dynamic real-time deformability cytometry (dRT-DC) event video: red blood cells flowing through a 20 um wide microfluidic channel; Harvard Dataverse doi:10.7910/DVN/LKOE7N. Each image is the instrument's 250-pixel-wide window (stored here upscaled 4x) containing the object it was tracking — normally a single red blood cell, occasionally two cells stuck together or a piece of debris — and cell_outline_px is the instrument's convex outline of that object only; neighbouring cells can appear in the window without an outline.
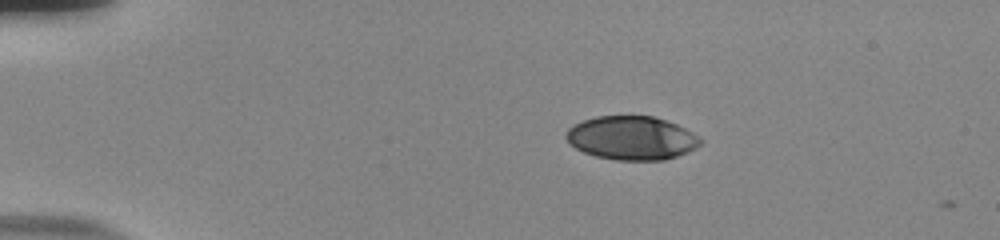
{"species": "human", "species_latin": "Homo sapiens", "temperature_condition": "room temperature", "stored_images_in_passage": 45, "camera_frame_rate_fps": 3000, "um_per_image_px": 0.085, "donor": {"sex": "male"}, "frame": {"image": 1, "passage_image": 1, "time_ms": 0.0, "image_size_px": [1000, 240], "cell_outline_px": [[700, 144], [676, 156], [664, 160], [620, 160], [596, 156], [584, 152], [576, 148], [564, 136], [568, 128], [584, 120], [596, 116], [652, 116], [676, 124], [692, 132], [700, 140]], "centroid_in_image_um": [53.64, 11.72], "position_along_channel_um": 31.4, "area_um2": 33.52}}
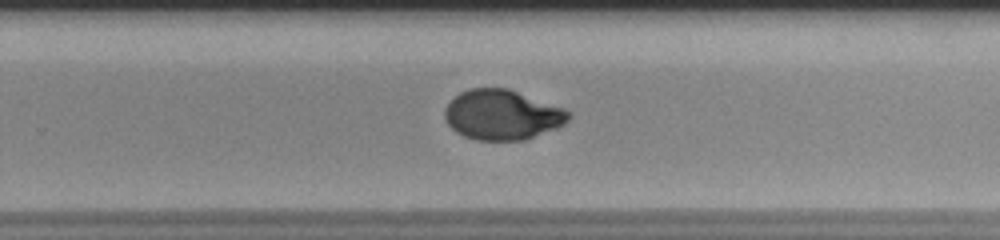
{"frame": {"image": 2, "passage_image": 27, "time_ms": 8.667, "image_size_px": [1000, 240], "cell_outline_px": [[572, 116], [564, 124], [556, 128], [524, 140], [476, 140], [464, 136], [456, 132], [448, 124], [444, 116], [444, 112], [448, 104], [460, 92], [468, 88], [508, 88], [564, 108]], "centroid_in_image_um": [42.68, 9.76], "position_along_channel_um": 287.1, "area_um2": 35.95}}
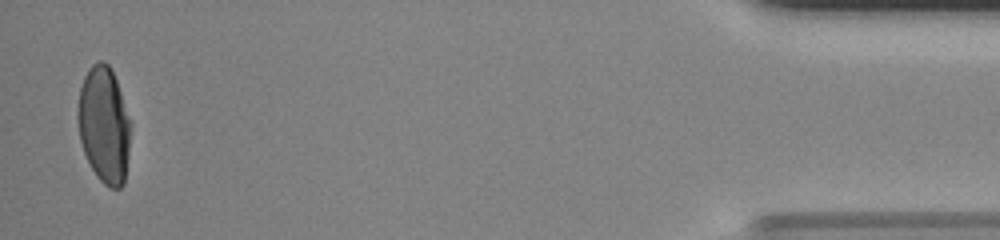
{"frame": {"image": 3, "passage_image": 44, "time_ms": 14.333, "image_size_px": [1000, 240], "cell_outline_px": [[132, 124], [124, 184], [120, 188], [108, 188], [96, 176], [84, 152], [80, 140], [76, 116], [76, 112], [80, 88], [84, 76], [88, 68], [92, 64], [100, 60], [104, 60], [108, 64], [116, 80]], "centroid_in_image_um": [8.84, 10.61], "position_along_channel_um": 426.4, "area_um2": 36.18}, "authors_computed_cell_mechanics": {"area_um2": 36.0094, "velocity_mm_per_s": 3.8031, "shape_relaxation_time_tau1_ms": 4.8589, "shape_relaxation_time_tau2_ms": 0.8155, "deformation_change_tau1": 0.2224, "deformation_change_tau2": 0.0371}}